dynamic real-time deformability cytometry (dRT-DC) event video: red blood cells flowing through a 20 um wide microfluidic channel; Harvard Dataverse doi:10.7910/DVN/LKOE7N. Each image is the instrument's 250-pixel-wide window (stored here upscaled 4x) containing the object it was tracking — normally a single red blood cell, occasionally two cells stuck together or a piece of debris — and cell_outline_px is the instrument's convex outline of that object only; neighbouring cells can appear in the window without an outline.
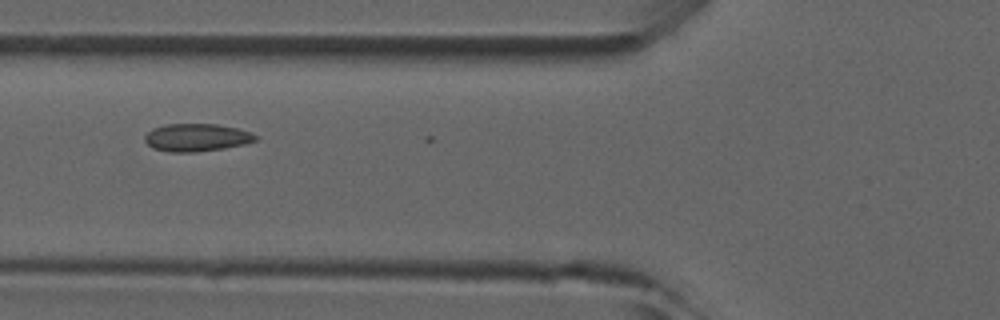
{"species": "common noctule bat (a hibernating species)", "species_latin": "Nyctalus noctula", "temperature_condition": "room temperature", "stored_images_in_passage": 7, "camera_frame_rate_fps": 3000, "um_per_image_px": 0.085, "animal": {"sex": "male", "forearm_length_mm": 52.5}, "frame": {"image": 1, "passage_image": 5, "time_ms": 1.333, "image_size_px": [1000, 320], "cell_outline_px": [[256, 140], [244, 144], [224, 148], [196, 152], [168, 152], [152, 148], [144, 140], [144, 136], [152, 128], [164, 124], [216, 124], [236, 128], [248, 132], [256, 136]], "centroid_in_image_um": [16.64, 11.69], "position_along_channel_um": 109.2, "area_um2": 17.8}}